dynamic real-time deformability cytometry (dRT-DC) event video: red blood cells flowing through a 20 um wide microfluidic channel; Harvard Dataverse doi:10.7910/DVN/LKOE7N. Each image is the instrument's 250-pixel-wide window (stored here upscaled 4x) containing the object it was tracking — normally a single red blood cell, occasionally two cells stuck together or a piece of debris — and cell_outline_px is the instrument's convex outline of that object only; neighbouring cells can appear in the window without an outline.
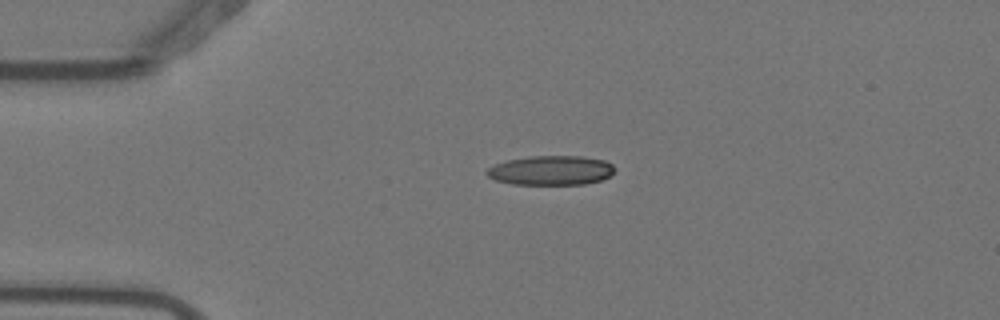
{"species": "Egyptian fruit bat (a non-hibernating species)", "species_latin": "Rousettus aegyptiacus", "temperature_condition": "warm", "stored_images_in_passage": 4, "camera_frame_rate_fps": 3000, "um_per_image_px": 0.085, "animal": {"sex": "female"}, "frame": {"image": 1, "passage_image": 3, "time_ms": 0.667, "image_size_px": [1000, 320], "cell_outline_px": [[616, 168], [608, 176], [600, 180], [584, 184], [512, 184], [496, 180], [488, 176], [484, 172], [488, 168], [496, 164], [508, 160], [532, 156], [580, 156], [604, 160], [612, 164]], "centroid_in_image_um": [46.83, 14.48], "position_along_channel_um": 38.2, "area_um2": 21.73}}